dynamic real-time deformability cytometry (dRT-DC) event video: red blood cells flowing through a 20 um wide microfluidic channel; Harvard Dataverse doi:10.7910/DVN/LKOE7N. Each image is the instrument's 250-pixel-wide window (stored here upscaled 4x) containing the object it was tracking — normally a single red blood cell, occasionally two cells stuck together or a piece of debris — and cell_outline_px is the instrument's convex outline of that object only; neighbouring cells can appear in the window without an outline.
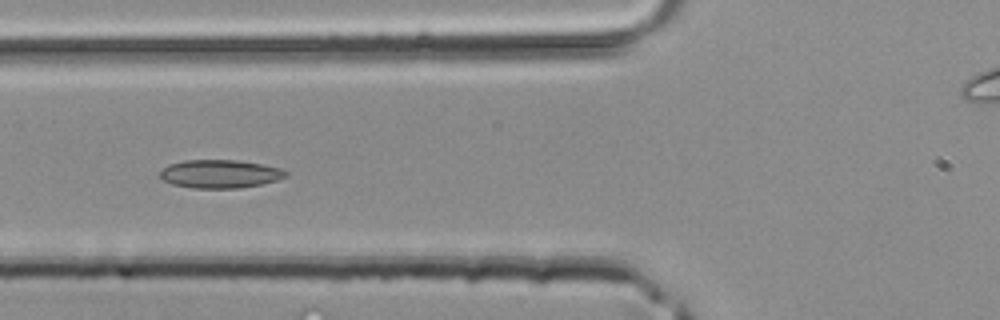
{"species": "common noctule bat (a hibernating species)", "species_latin": "Nyctalus noctula", "temperature_condition": "room temperature", "stored_images_in_passage": 35, "camera_frame_rate_fps": 3000, "um_per_image_px": 0.085, "animal": {"sex": "male", "body_mass_g": 20.4}, "frame": {"image": 1, "passage_image": 8, "time_ms": 2.333, "image_size_px": [1000, 320], "cell_outline_px": [[288, 176], [264, 184], [240, 188], [192, 188], [172, 184], [164, 180], [160, 176], [160, 172], [168, 164], [184, 160], [236, 160], [264, 164], [280, 168], [288, 172]], "centroid_in_image_um": [18.73, 14.78], "position_along_channel_um": 107.1, "area_um2": 20.87}}
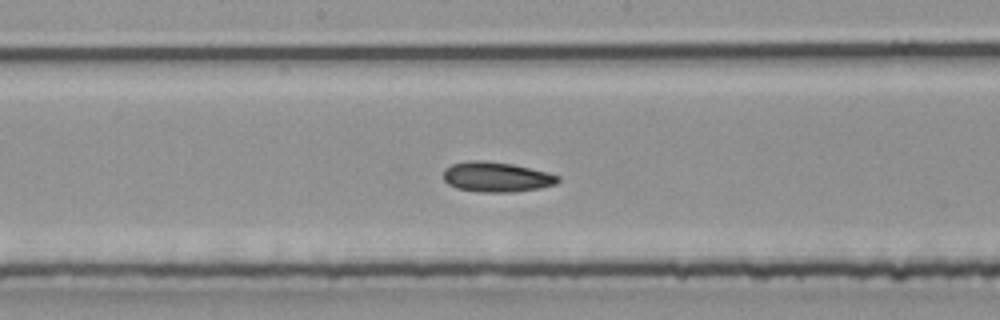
{"frame": {"image": 2, "passage_image": 14, "time_ms": 4.333, "image_size_px": [1000, 320], "cell_outline_px": [[560, 180], [556, 184], [540, 188], [512, 192], [484, 192], [456, 188], [448, 184], [444, 180], [444, 168], [452, 164], [468, 160], [484, 160], [512, 164], [548, 172], [560, 176]], "centroid_in_image_um": [42.2, 15.03], "position_along_channel_um": 206.0, "area_um2": 20.11}}
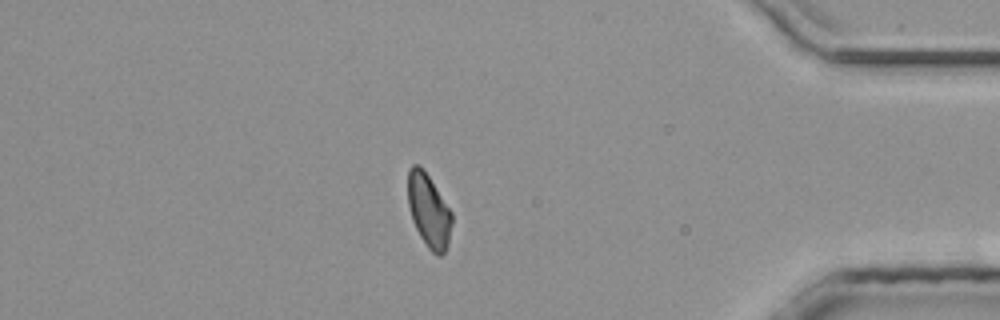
{"frame": {"image": 3, "passage_image": 28, "time_ms": 9.0, "image_size_px": [1000, 320], "cell_outline_px": [[452, 224], [448, 244], [444, 252], [440, 256], [436, 256], [428, 248], [420, 236], [412, 220], [408, 204], [408, 168], [412, 164], [420, 164], [452, 212]], "centroid_in_image_um": [36.44, 17.91], "position_along_channel_um": 398.8, "area_um2": 18.79}}